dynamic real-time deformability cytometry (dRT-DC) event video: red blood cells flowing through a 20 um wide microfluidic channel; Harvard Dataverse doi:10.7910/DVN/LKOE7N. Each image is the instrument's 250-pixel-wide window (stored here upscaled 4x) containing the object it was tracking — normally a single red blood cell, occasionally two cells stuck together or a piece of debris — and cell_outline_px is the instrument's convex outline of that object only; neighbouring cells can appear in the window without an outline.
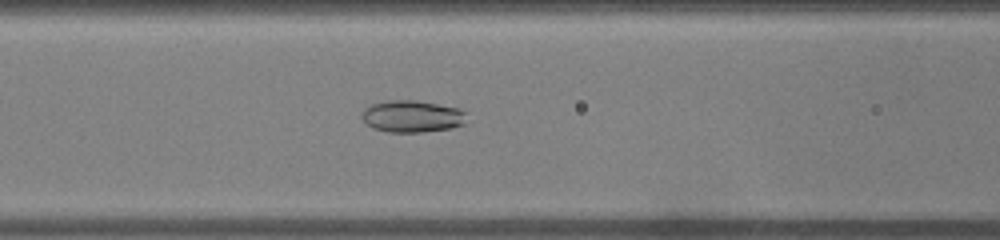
{"species": "common noctule bat (a hibernating species)", "species_latin": "Nyctalus noctula", "temperature_condition": "warm", "stored_images_in_passage": 36, "camera_frame_rate_fps": 3000, "um_per_image_px": 0.085, "animal": {"sex": "male", "body_mass_g": 19.0, "forearm_length_mm": 50.8}, "frame": {"image": 1, "passage_image": 9, "time_ms": 2.667, "image_size_px": [1000, 240], "cell_outline_px": [[464, 124], [452, 128], [424, 132], [388, 132], [372, 128], [360, 116], [364, 108], [372, 104], [384, 100], [416, 100], [460, 108], [464, 112]], "centroid_in_image_um": [35.0, 9.88], "position_along_channel_um": 131.6, "area_um2": 19.59}}
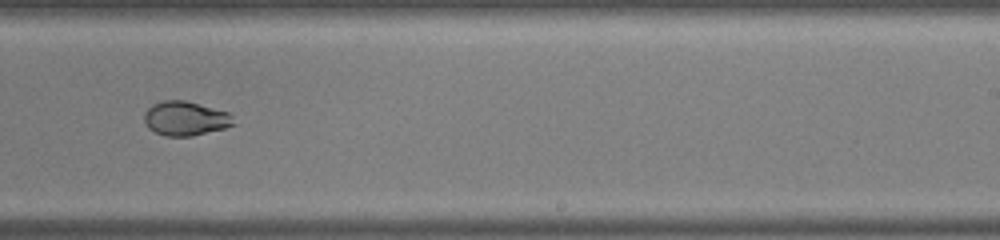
{"frame": {"image": 2, "passage_image": 19, "time_ms": 6.0, "image_size_px": [1000, 240], "cell_outline_px": [[236, 124], [224, 128], [192, 136], [164, 136], [148, 128], [144, 120], [144, 112], [152, 104], [164, 100], [184, 100], [232, 112]], "centroid_in_image_um": [15.79, 10.06], "position_along_channel_um": 273.2, "area_um2": 18.09}}
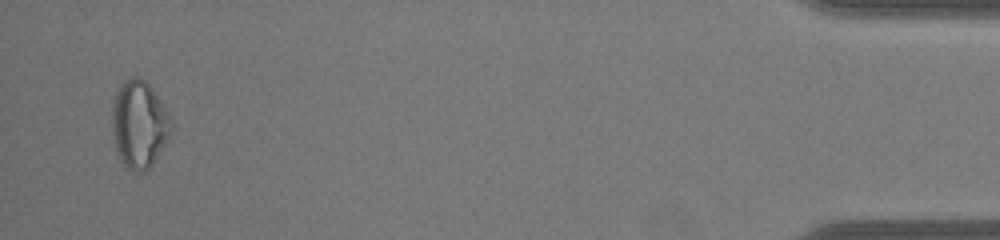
{"frame": {"image": 3, "passage_image": 35, "time_ms": 11.333, "image_size_px": [1000, 240], "cell_outline_px": [[172, 128], [168, 140], [152, 164], [144, 172], [132, 172], [124, 168], [120, 160], [116, 148], [112, 132], [112, 112], [116, 92], [120, 84], [124, 80], [132, 76], [136, 76], [144, 80], [148, 84], [168, 112], [172, 124]], "centroid_in_image_um": [11.82, 10.6], "position_along_channel_um": 423.4, "area_um2": 30.11}, "authors_computed_cell_mechanics": {"area_um2": 20.7213, "velocity_mm_per_s": 4.2592, "shape_relaxation_time_tau1_ms": null, "shape_relaxation_time_tau2_ms": 5.6077, "deformation_change_tau1": null, "deformation_change_tau2": 0.0763}}